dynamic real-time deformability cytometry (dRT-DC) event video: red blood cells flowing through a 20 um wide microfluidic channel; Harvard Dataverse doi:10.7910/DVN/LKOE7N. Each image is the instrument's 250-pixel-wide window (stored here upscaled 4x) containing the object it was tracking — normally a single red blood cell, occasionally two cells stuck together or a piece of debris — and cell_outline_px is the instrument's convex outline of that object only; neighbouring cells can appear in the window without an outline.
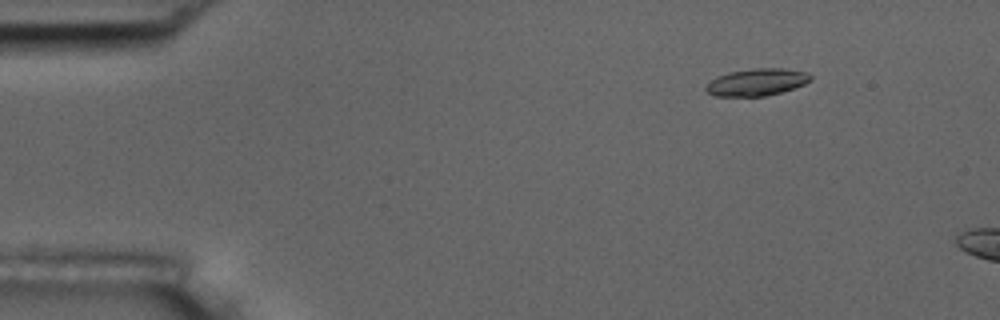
{"species": "common noctule bat (a hibernating species)", "species_latin": "Nyctalus noctula", "temperature_condition": "room temperature", "stored_images_in_passage": 6, "camera_frame_rate_fps": 3000, "um_per_image_px": 0.085, "animal": {"sex": "male", "body_mass_g": 17.5, "forearm_length_mm": 52.3}, "frame": {"image": 1, "passage_image": 3, "time_ms": 2.333, "image_size_px": [1000, 320], "cell_outline_px": [[812, 80], [804, 84], [780, 92], [764, 96], [716, 96], [708, 92], [704, 88], [716, 76], [728, 72], [756, 68], [784, 68], [808, 72], [812, 76]], "centroid_in_image_um": [64.34, 6.97], "position_along_channel_um": 20.7, "area_um2": 16.47}}